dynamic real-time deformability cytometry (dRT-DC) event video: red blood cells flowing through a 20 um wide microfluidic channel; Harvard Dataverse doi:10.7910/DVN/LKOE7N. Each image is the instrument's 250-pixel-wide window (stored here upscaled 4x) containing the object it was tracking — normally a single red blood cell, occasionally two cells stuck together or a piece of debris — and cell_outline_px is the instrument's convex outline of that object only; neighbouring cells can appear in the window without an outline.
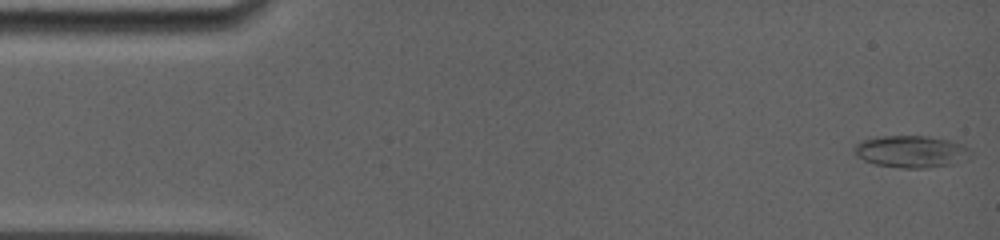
{"species": "common noctule bat (a hibernating species)", "species_latin": "Nyctalus noctula", "temperature_condition": "room temperature", "stored_images_in_passage": 72, "camera_frame_rate_fps": 5000, "um_per_image_px": 0.085, "animal": {"sex": "female", "body_mass_g": 19.0, "forearm_length_mm": 56.7}, "frame": {"image": 1, "passage_image": 1, "time_ms": 0.0, "image_size_px": [1000, 240], "cell_outline_px": [[972, 156], [952, 164], [924, 168], [900, 168], [876, 164], [864, 160], [852, 148], [856, 144], [864, 140], [880, 136], [928, 136], [948, 140], [960, 144], [968, 148], [972, 152]], "centroid_in_image_um": [77.47, 12.88], "position_along_channel_um": 7.5, "area_um2": 21.44}}
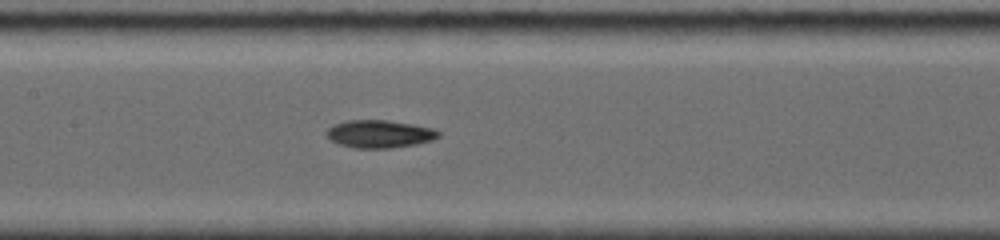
{"frame": {"image": 2, "passage_image": 32, "time_ms": 7.4, "image_size_px": [1000, 240], "cell_outline_px": [[440, 136], [432, 140], [416, 144], [388, 148], [356, 148], [340, 144], [332, 140], [324, 132], [332, 124], [348, 120], [388, 120], [412, 124], [432, 128], [440, 132]], "centroid_in_image_um": [32.24, 11.37], "position_along_channel_um": 175.2, "area_um2": 18.03}}
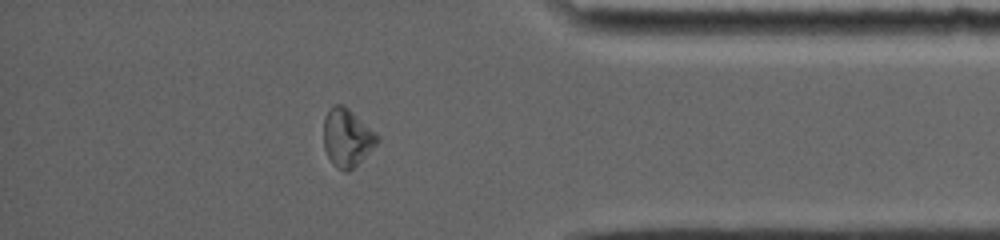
{"frame": {"image": 3, "passage_image": 63, "time_ms": 13.6, "image_size_px": [1000, 240], "cell_outline_px": [[380, 140], [348, 172], [344, 172], [328, 156], [324, 148], [324, 116], [328, 108], [336, 104], [340, 104], [348, 108], [380, 136]], "centroid_in_image_um": [29.49, 11.65], "position_along_channel_um": 405.7, "area_um2": 17.69}, "authors_computed_cell_mechanics": {"area_um2": 17.9758, "velocity_mm_per_s": 3.9064, "shape_relaxation_time_tau1_ms": null, "shape_relaxation_time_tau2_ms": 5.1447, "deformation_change_tau1": null, "deformation_change_tau2": 0.1157}}